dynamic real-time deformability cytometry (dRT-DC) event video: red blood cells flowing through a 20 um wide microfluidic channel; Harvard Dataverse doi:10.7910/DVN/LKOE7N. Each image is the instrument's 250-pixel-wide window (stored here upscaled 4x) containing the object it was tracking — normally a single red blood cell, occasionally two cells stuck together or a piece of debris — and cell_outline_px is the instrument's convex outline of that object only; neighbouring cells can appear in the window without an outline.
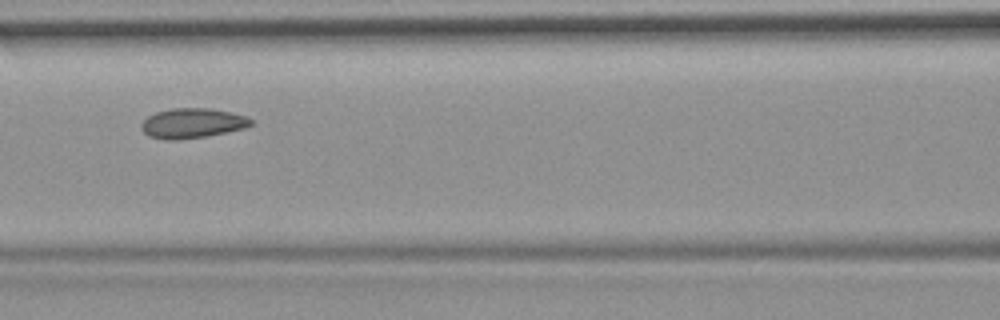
{"species": "common noctule bat (a hibernating species)", "species_latin": "Nyctalus noctula", "temperature_condition": "room temperature", "stored_images_in_passage": 9, "camera_frame_rate_fps": 3000, "um_per_image_px": 0.085, "animal": {"sex": "female", "body_mass_g": 19.9}, "frame": {"image": 1, "passage_image": 8, "time_ms": 8.0, "image_size_px": [1000, 320], "cell_outline_px": [[252, 124], [244, 128], [204, 136], [176, 140], [164, 140], [148, 136], [140, 128], [140, 124], [148, 116], [156, 112], [172, 108], [208, 108], [228, 112], [244, 116], [252, 120]], "centroid_in_image_um": [16.27, 10.47], "position_along_channel_um": 150.3, "area_um2": 18.84}}